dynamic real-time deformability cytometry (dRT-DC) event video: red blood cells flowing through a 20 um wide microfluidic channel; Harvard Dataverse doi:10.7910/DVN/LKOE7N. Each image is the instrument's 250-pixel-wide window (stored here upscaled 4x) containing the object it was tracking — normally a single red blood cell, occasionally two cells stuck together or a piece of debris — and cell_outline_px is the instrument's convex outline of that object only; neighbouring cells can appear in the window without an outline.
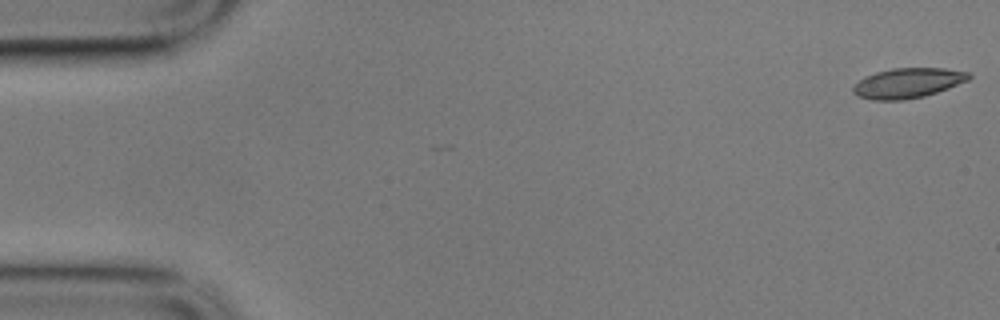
{"species": "common noctule bat (a hibernating species)", "species_latin": "Nyctalus noctula", "temperature_condition": "cold", "stored_images_in_passage": 11, "camera_frame_rate_fps": 3000, "um_per_image_px": 0.085, "animal": {"sex": "male", "body_mass_g": 17.9}, "frame": {"image": 1, "passage_image": 1, "time_ms": 0.0, "image_size_px": [1000, 320], "cell_outline_px": [[972, 76], [968, 80], [948, 88], [924, 96], [904, 100], [872, 100], [856, 96], [852, 92], [852, 88], [864, 76], [876, 72], [892, 68], [944, 68], [968, 72]], "centroid_in_image_um": [77.13, 7.06], "position_along_channel_um": 7.9, "area_um2": 20.23}}
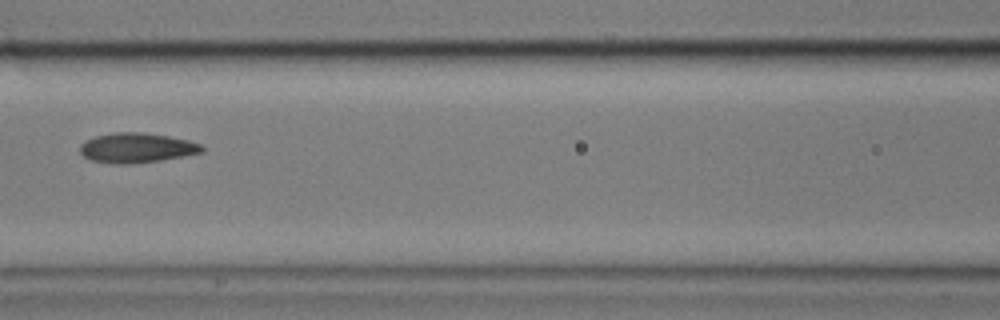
{"frame": {"image": 2, "passage_image": 7, "time_ms": 2.0, "image_size_px": [1000, 320], "cell_outline_px": [[204, 152], [184, 156], [160, 160], [132, 164], [112, 164], [92, 160], [84, 156], [80, 152], [80, 144], [84, 140], [96, 136], [112, 132], [140, 132], [168, 136], [188, 140], [200, 144], [204, 148]], "centroid_in_image_um": [11.6, 12.57], "position_along_channel_um": 155.0, "area_um2": 21.27}}
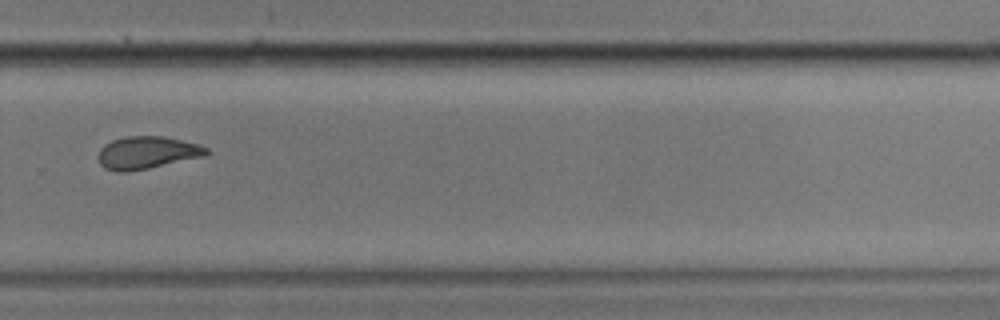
{"frame": {"image": 3, "passage_image": 11, "time_ms": 3.333, "image_size_px": [1000, 320], "cell_outline_px": [[208, 152], [204, 156], [148, 168], [128, 172], [116, 172], [104, 168], [100, 164], [100, 148], [104, 144], [112, 140], [128, 136], [164, 136], [196, 144], [208, 148]], "centroid_in_image_um": [12.46, 12.98], "position_along_channel_um": 317.3, "area_um2": 20.23}}